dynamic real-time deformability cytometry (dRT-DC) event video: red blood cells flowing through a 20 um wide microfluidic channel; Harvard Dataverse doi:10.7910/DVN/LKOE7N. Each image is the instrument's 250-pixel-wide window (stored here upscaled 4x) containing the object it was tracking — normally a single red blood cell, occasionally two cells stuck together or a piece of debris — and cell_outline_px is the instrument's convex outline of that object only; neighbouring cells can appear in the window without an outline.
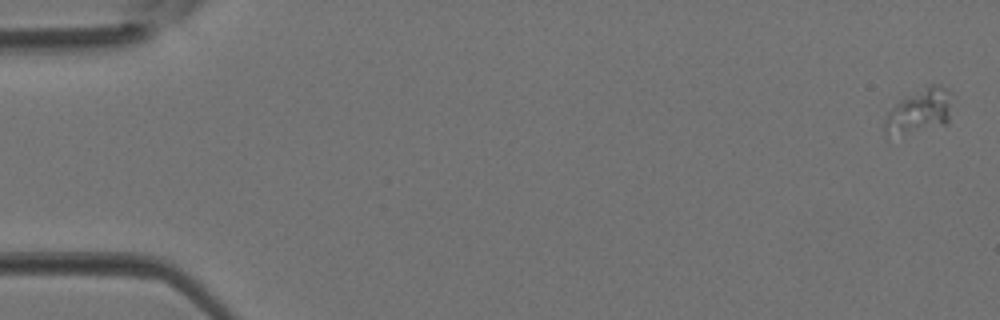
{"species": "Egyptian fruit bat (a non-hibernating species)", "species_latin": "Rousettus aegyptiacus", "temperature_condition": "room temperature", "stored_images_in_passage": 4, "camera_frame_rate_fps": 3000, "um_per_image_px": 0.085, "animal": {"sex": "female"}, "frame": {"image": 1, "passage_image": 1, "time_ms": 0.0, "image_size_px": [1000, 320], "cell_outline_px": [[952, 92], [948, 124], [884, 132], [884, 120], [888, 112], [900, 100], [928, 84], [940, 84], [948, 88]], "centroid_in_image_um": [78.26, 9.29], "position_along_channel_um": 6.7, "area_um2": 16.3}}
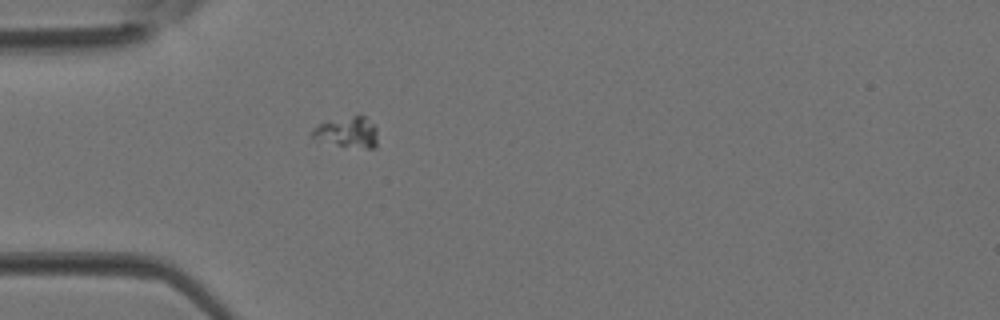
{"frame": {"image": 2, "passage_image": 4, "time_ms": 1.0, "image_size_px": [1000, 320], "cell_outline_px": [[376, 148], [368, 148], [316, 144], [312, 140], [308, 132], [312, 128], [328, 120], [352, 116], [364, 116], [376, 128]], "centroid_in_image_um": [29.37, 11.28], "position_along_channel_um": 55.6, "area_um2": 12.25}}